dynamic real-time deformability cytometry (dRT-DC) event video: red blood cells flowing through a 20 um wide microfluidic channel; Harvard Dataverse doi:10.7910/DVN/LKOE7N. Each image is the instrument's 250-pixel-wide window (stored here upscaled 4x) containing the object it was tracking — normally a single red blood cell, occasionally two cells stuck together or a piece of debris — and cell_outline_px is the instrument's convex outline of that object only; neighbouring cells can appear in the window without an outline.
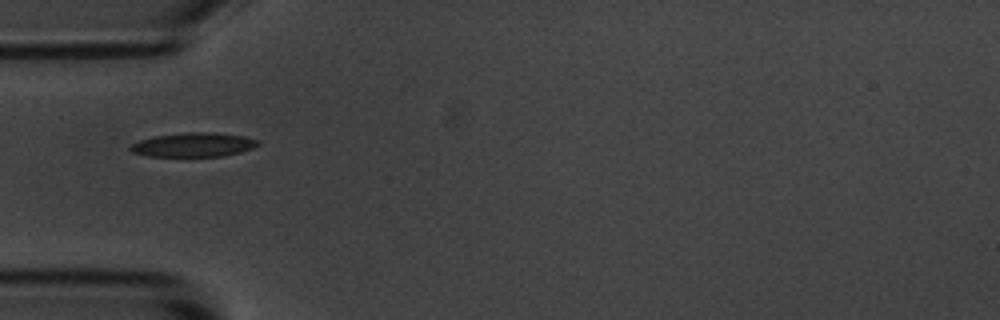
{"species": "common noctule bat (a hibernating species)", "species_latin": "Nyctalus noctula", "temperature_condition": "room temperature", "stored_images_in_passage": 23, "camera_frame_rate_fps": 3000, "um_per_image_px": 0.085, "animal": {"sex": "male", "body_mass_g": 20.1, "forearm_length_mm": 53.5}, "frame": {"image": 1, "passage_image": 1, "time_ms": 0.0, "image_size_px": [1000, 320], "cell_outline_px": [[260, 144], [252, 148], [240, 152], [224, 156], [148, 156], [132, 152], [128, 148], [132, 144], [140, 140], [152, 136], [188, 132], [212, 132], [244, 136], [260, 140]], "centroid_in_image_um": [16.46, 12.3], "position_along_channel_um": 68.5, "area_um2": 17.98}}